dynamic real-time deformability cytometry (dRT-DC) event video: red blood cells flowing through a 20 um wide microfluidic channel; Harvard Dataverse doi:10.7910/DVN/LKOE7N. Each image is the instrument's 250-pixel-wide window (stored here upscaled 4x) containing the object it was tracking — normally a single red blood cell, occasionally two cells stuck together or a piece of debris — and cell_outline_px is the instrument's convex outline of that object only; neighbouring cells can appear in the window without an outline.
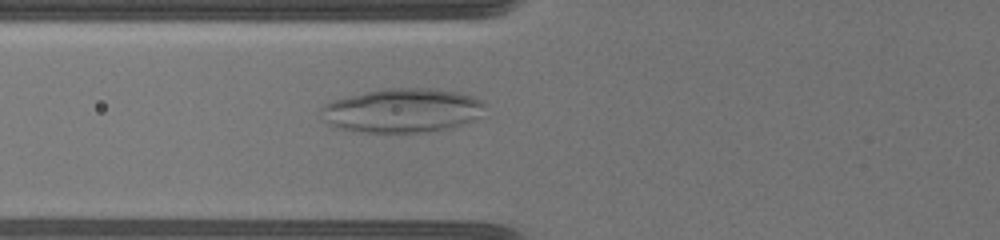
{"species": "common noctule bat (a hibernating species)", "species_latin": "Nyctalus noctula", "temperature_condition": "warm", "stored_images_in_passage": 44, "camera_frame_rate_fps": 3000, "um_per_image_px": 0.085, "animal": {"sex": "female", "body_mass_g": 19.5, "forearm_length_mm": 54.1}, "frame": {"image": 1, "passage_image": 8, "time_ms": 2.333, "image_size_px": [1000, 240], "cell_outline_px": [[484, 104], [480, 116], [476, 120], [452, 128], [420, 132], [364, 132], [336, 128], [320, 120], [320, 108], [324, 104], [336, 100], [368, 92], [392, 88], [432, 88], [456, 92], [472, 96], [484, 100]], "centroid_in_image_um": [34.2, 9.41], "position_along_channel_um": 91.6, "area_um2": 42.08}}
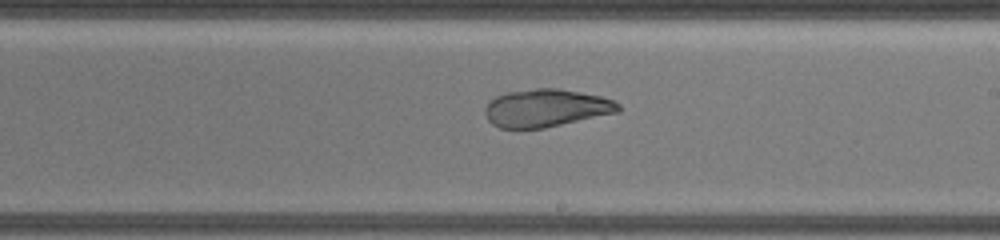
{"frame": {"image": 2, "passage_image": 21, "time_ms": 6.667, "image_size_px": [1000, 240], "cell_outline_px": [[620, 112], [544, 128], [500, 128], [492, 124], [488, 120], [484, 112], [484, 108], [496, 96], [508, 92], [536, 88], [560, 88], [600, 96], [612, 100], [620, 104]], "centroid_in_image_um": [46.43, 9.18], "position_along_channel_um": 242.6, "area_um2": 29.3}}
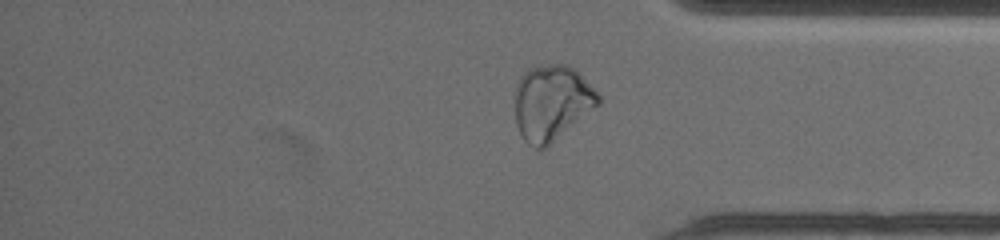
{"frame": {"image": 3, "passage_image": 34, "time_ms": 11.0, "image_size_px": [1000, 240], "cell_outline_px": [[600, 104], [548, 148], [536, 148], [528, 144], [524, 140], [516, 124], [516, 88], [520, 76], [528, 68], [548, 64], [564, 64], [572, 68], [600, 96]], "centroid_in_image_um": [46.89, 8.77], "position_along_channel_um": 388.3, "area_um2": 36.47}}